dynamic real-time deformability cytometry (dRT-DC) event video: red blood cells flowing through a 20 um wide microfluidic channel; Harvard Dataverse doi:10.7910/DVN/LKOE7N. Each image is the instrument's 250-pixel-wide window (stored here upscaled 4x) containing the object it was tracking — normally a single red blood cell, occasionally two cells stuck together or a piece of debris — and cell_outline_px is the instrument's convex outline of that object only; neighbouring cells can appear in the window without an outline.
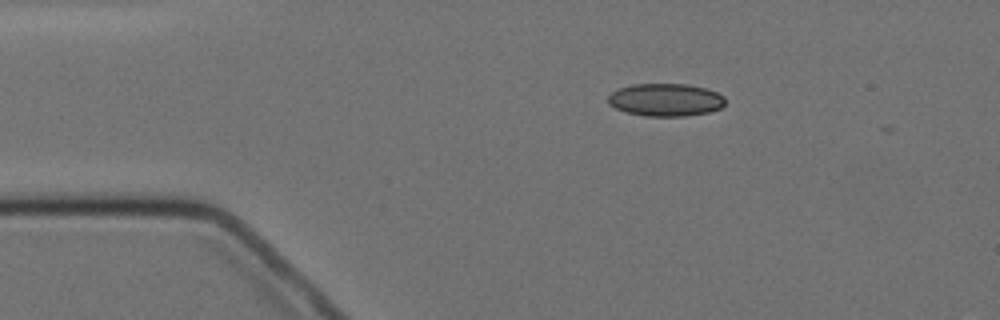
{"species": "Egyptian fruit bat (a non-hibernating species)", "species_latin": "Rousettus aegyptiacus", "temperature_condition": "cold", "stored_images_in_passage": 2, "camera_frame_rate_fps": 3000, "um_per_image_px": 0.085, "animal": {"sex": "female"}, "frame": {"image": 1, "passage_image": 1, "time_ms": 0.0, "image_size_px": [1000, 320], "cell_outline_px": [[724, 104], [720, 108], [708, 112], [684, 116], [644, 116], [624, 112], [608, 104], [608, 96], [612, 92], [620, 88], [632, 84], [688, 84], [704, 88], [716, 92], [724, 96]], "centroid_in_image_um": [56.55, 8.49], "position_along_channel_um": 28.5, "area_um2": 22.31}}